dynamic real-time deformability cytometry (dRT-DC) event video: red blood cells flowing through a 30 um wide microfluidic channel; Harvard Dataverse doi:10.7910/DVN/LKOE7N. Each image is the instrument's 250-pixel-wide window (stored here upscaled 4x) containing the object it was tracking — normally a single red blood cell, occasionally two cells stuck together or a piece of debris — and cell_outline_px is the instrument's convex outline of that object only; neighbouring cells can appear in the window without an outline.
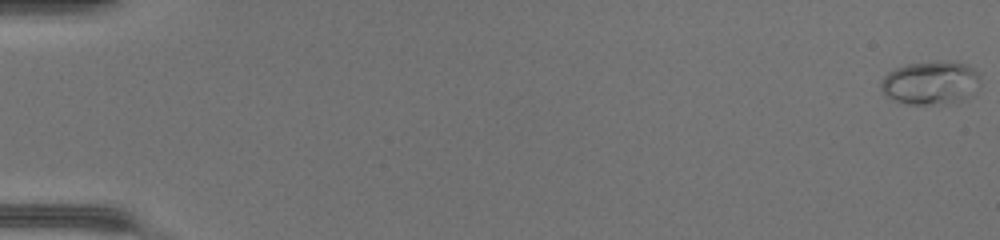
{"species": "common noctule bat (a hibernating species)", "species_latin": "Nyctalus noctula", "temperature_condition": "warm", "stored_images_in_passage": 2, "camera_frame_rate_fps": 3000, "um_per_image_px": 0.085, "animal": {"sex": "female", "body_mass_g": 17.0, "forearm_length_mm": 48.0}, "frame": {"image": 1, "passage_image": 1, "time_ms": 0.0, "image_size_px": [1000, 240], "cell_outline_px": [[980, 84], [972, 96], [956, 104], [912, 104], [896, 100], [888, 96], [880, 88], [880, 80], [888, 72], [896, 68], [908, 64], [968, 64], [980, 72]], "centroid_in_image_um": [79.16, 7.09], "position_along_channel_um": 5.8, "area_um2": 24.8}}